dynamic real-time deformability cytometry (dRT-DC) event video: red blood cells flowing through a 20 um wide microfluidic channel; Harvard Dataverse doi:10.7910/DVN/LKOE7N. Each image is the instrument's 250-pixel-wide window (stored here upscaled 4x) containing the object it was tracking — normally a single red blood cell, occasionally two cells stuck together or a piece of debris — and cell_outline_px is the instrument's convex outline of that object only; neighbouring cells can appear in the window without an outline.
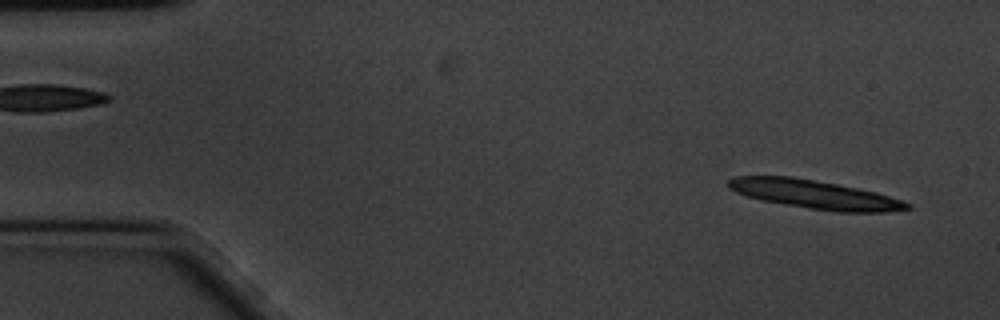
{"species": "common noctule bat (a hibernating species)", "species_latin": "Nyctalus noctula", "temperature_condition": "cold", "stored_images_in_passage": 14, "camera_frame_rate_fps": 3000, "um_per_image_px": 0.085, "animal": {"sex": "male", "body_mass_g": 20.1, "forearm_length_mm": 53.5}, "frame": {"image": 1, "passage_image": 3, "time_ms": 0.667, "image_size_px": [1000, 320], "cell_outline_px": [[912, 208], [884, 212], [836, 212], [808, 208], [760, 200], [736, 192], [728, 188], [728, 180], [732, 176], [792, 176], [836, 184], [876, 192], [912, 204]], "centroid_in_image_um": [69.22, 16.53], "position_along_channel_um": 15.8, "area_um2": 29.71}}